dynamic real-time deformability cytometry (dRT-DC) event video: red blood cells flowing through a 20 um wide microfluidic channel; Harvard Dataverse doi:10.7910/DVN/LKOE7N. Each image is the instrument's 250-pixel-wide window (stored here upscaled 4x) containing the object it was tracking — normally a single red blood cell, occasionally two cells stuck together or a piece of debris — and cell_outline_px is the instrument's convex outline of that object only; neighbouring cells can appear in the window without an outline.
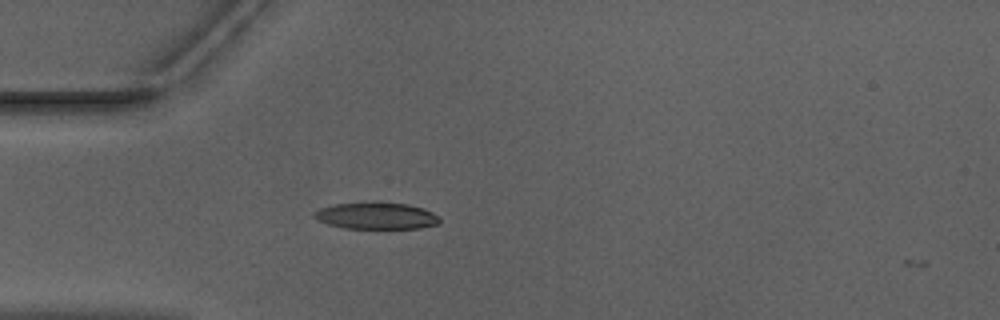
{"species": "Egyptian fruit bat (a non-hibernating species)", "species_latin": "Rousettus aegyptiacus", "temperature_condition": "warm", "stored_images_in_passage": 2, "camera_frame_rate_fps": 3000, "um_per_image_px": 0.085, "animal": {"sex": "male"}, "frame": {"image": 1, "passage_image": 1, "time_ms": 0.0, "image_size_px": [1000, 320], "cell_outline_px": [[440, 224], [420, 228], [344, 228], [328, 224], [316, 220], [312, 216], [312, 212], [320, 208], [336, 204], [376, 200], [408, 204], [424, 208], [440, 216]], "centroid_in_image_um": [31.99, 18.31], "position_along_channel_um": 53.0, "area_um2": 20.17}}